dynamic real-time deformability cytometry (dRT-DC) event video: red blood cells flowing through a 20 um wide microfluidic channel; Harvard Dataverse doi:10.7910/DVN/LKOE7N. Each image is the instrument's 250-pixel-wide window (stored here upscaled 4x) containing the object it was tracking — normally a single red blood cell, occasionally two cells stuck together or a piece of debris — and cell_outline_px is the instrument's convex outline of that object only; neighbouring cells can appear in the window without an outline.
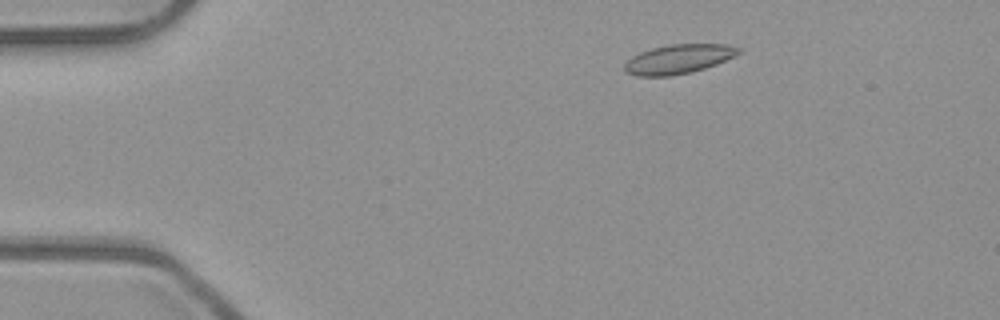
{"species": "common noctule bat (a hibernating species)", "species_latin": "Nyctalus noctula", "temperature_condition": "room temperature", "stored_images_in_passage": 3, "camera_frame_rate_fps": 3000, "um_per_image_px": 0.085, "animal": {"sex": "male", "body_mass_g": 23.1, "forearm_length_mm": 52.7}, "frame": {"image": 1, "passage_image": 2, "time_ms": 0.333, "image_size_px": [1000, 320], "cell_outline_px": [[744, 52], [716, 64], [692, 72], [672, 76], [636, 76], [624, 72], [624, 64], [632, 56], [640, 52], [652, 48], [668, 44], [728, 44], [744, 48]], "centroid_in_image_um": [57.71, 5.01], "position_along_channel_um": 27.3, "area_um2": 19.77}}